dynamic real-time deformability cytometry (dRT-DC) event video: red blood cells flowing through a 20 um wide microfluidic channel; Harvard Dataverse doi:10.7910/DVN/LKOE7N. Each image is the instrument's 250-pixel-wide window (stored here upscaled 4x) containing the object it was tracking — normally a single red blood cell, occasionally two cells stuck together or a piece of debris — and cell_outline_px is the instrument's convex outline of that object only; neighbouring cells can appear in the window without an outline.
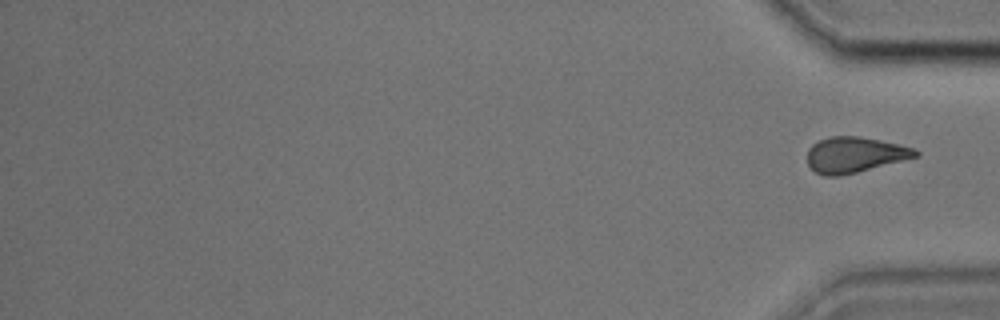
{"species": "common noctule bat (a hibernating species)", "species_latin": "Nyctalus noctula", "temperature_condition": "cold", "stored_images_in_passage": 38, "segment_of_instrument_passage": [2, 2], "camera_frame_rate_fps": 3000, "um_per_image_px": 0.085, "animal": {"sex": "male", "body_mass_g": 17.9, "forearm_length_mm": 54.2}, "frame": {"image": 1, "passage_image": 38, "time_ms": 12.333, "image_size_px": [1000, 320], "cell_outline_px": [[920, 156], [840, 176], [824, 176], [816, 172], [808, 164], [808, 148], [812, 144], [828, 136], [856, 136], [880, 140], [912, 148], [920, 152]], "centroid_in_image_um": [72.63, 13.15], "position_along_channel_um": 362.6, "area_um2": 22.25}}